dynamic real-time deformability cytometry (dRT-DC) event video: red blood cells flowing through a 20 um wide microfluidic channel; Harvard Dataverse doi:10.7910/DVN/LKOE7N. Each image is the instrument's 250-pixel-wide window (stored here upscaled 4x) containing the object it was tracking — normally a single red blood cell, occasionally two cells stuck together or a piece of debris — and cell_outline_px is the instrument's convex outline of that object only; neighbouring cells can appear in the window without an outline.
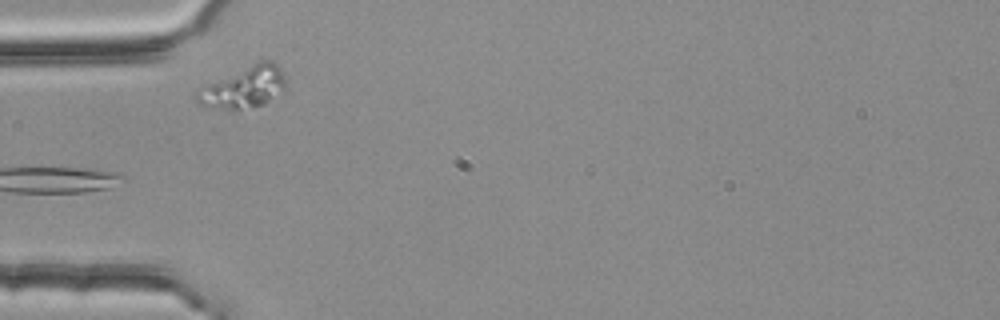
{"species": "common noctule bat (a hibernating species)", "species_latin": "Nyctalus noctula", "temperature_condition": "room temperature", "stored_images_in_passage": 5, "segment_of_instrument_passage": [2, 2], "camera_frame_rate_fps": 3000, "um_per_image_px": 0.085, "animal": {"sex": "female", "body_mass_g": 25.1}, "frame": {"image": 1, "passage_image": 4, "time_ms": 1.0, "image_size_px": [1000, 320], "cell_outline_px": [[284, 92], [264, 104], [232, 112], [208, 108], [200, 104], [196, 100], [192, 92], [196, 88], [204, 84], [260, 60], [272, 60], [284, 72]], "centroid_in_image_um": [20.65, 7.45], "position_along_channel_um": 64.4, "area_um2": 22.43}}
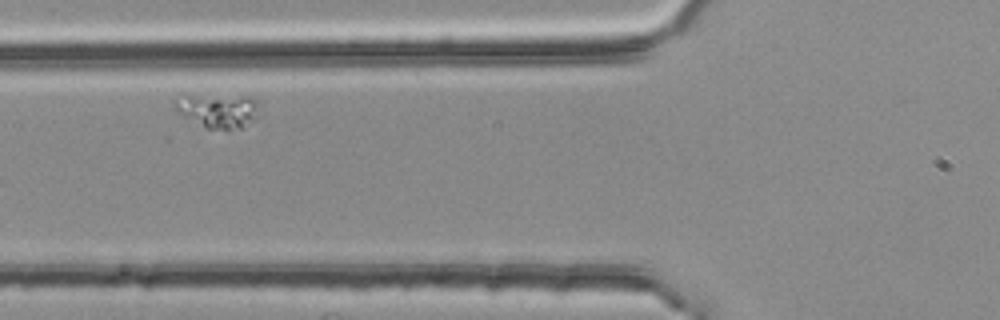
{"frame": {"image": 2, "passage_image": 5, "time_ms": 1.333, "image_size_px": [1000, 320], "cell_outline_px": [[256, 104], [252, 120], [244, 128], [204, 128], [180, 112], [172, 104], [188, 96], [252, 96], [256, 100]], "centroid_in_image_um": [18.56, 9.41], "position_along_channel_um": 107.2, "area_um2": 15.66}}